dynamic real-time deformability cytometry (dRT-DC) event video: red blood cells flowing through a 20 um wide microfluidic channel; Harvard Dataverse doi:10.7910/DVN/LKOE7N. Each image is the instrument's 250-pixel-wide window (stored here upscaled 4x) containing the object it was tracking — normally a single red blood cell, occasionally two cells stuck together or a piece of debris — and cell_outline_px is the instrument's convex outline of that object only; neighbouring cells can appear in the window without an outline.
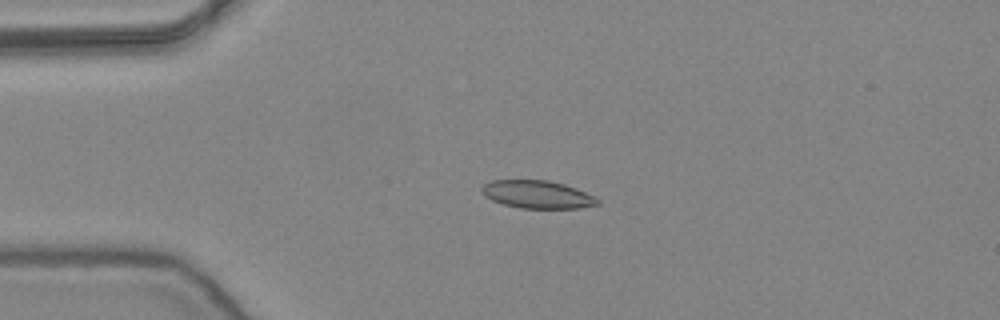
{"species": "common noctule bat (a hibernating species)", "species_latin": "Nyctalus noctula", "temperature_condition": "warm", "stored_images_in_passage": 53, "camera_frame_rate_fps": 3000, "um_per_image_px": 0.085, "animal": {"sex": "female", "body_mass_g": 24.6, "forearm_length_mm": 56.2}, "frame": {"image": 1, "passage_image": 13, "time_ms": 4.0, "image_size_px": [1000, 320], "cell_outline_px": [[600, 204], [580, 208], [520, 208], [504, 204], [492, 200], [484, 196], [480, 192], [480, 188], [484, 184], [492, 180], [548, 180], [564, 184], [576, 188], [600, 200]], "centroid_in_image_um": [45.64, 16.52], "position_along_channel_um": 39.4, "area_um2": 18.79}}
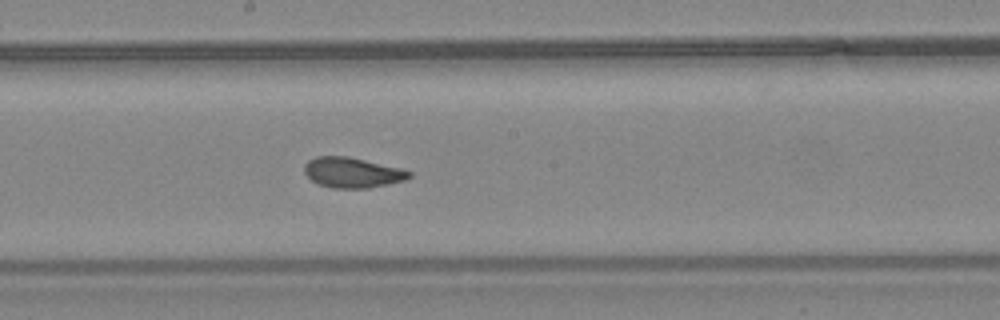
{"frame": {"image": 2, "passage_image": 29, "time_ms": 9.333, "image_size_px": [1000, 320], "cell_outline_px": [[412, 176], [404, 180], [388, 184], [368, 188], [332, 188], [316, 184], [304, 172], [304, 164], [308, 160], [316, 156], [348, 156], [400, 168], [412, 172]], "centroid_in_image_um": [29.92, 14.67], "position_along_channel_um": 218.3, "area_um2": 18.55}}
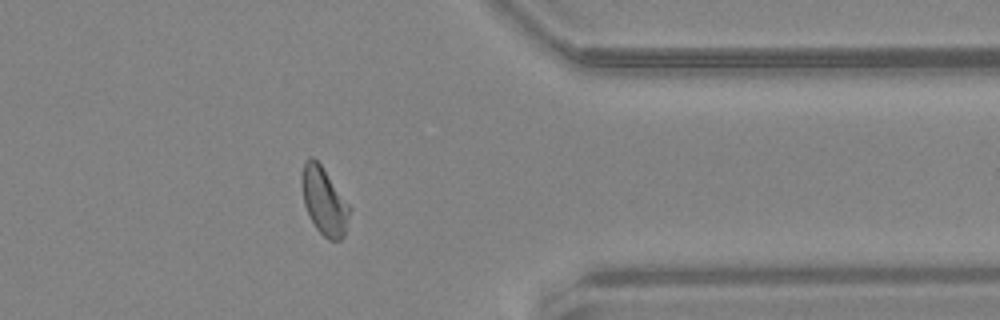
{"frame": {"image": 3, "passage_image": 43, "time_ms": 14.0, "image_size_px": [1000, 320], "cell_outline_px": [[352, 208], [344, 236], [340, 240], [328, 240], [316, 228], [304, 204], [300, 184], [300, 176], [304, 160], [308, 156], [312, 156], [320, 164]], "centroid_in_image_um": [27.53, 17.07], "position_along_channel_um": 383.9, "area_um2": 18.96}, "authors_computed_cell_mechanics": {"area_um2": 18.7272, "velocity_mm_per_s": 3.8809, "shape_relaxation_time_tau1_ms": 7.5214, "shape_relaxation_time_tau2_ms": 1.1455, "deformation_change_tau1": 0.2026, "deformation_change_tau2": 0.0618}}